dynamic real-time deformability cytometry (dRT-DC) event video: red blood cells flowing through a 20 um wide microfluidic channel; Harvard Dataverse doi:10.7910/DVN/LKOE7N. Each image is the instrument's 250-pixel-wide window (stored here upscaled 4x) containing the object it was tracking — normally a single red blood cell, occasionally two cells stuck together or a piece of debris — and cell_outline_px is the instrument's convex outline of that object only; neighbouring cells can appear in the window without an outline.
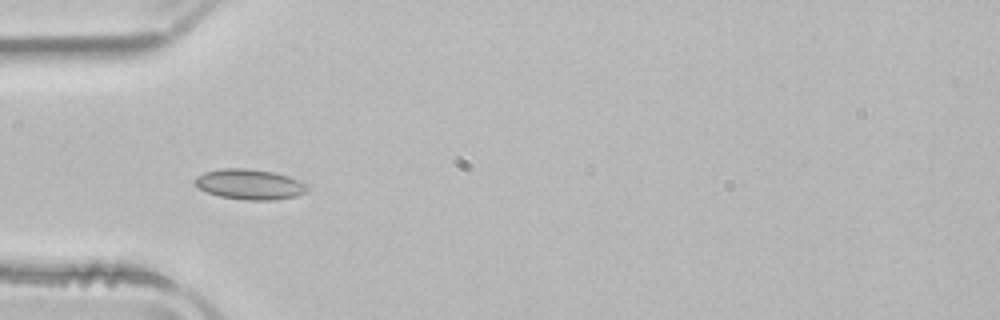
{"species": "common noctule bat (a hibernating species)", "species_latin": "Nyctalus noctula", "temperature_condition": "room temperature", "stored_images_in_passage": 37, "camera_frame_rate_fps": 3000, "um_per_image_px": 0.085, "animal": {"sex": "male", "body_mass_g": 21.5, "forearm_length_mm": 52.0}, "frame": {"image": 1, "passage_image": 1, "time_ms": 0.0, "image_size_px": [1000, 320], "cell_outline_px": [[308, 192], [296, 196], [276, 200], [244, 200], [220, 196], [208, 192], [200, 188], [192, 180], [196, 176], [204, 172], [224, 168], [244, 168], [272, 172], [288, 176], [304, 184], [308, 188]], "centroid_in_image_um": [21.2, 15.67], "position_along_channel_um": 63.8, "area_um2": 19.71}}
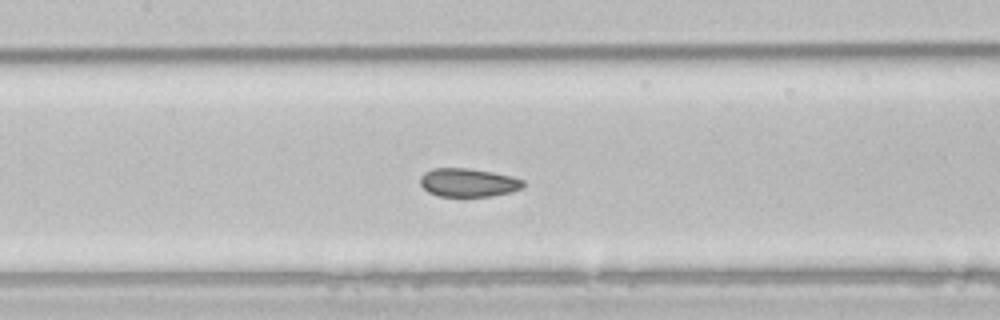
{"frame": {"image": 2, "passage_image": 9, "time_ms": 2.667, "image_size_px": [1000, 320], "cell_outline_px": [[524, 184], [520, 188], [512, 192], [492, 196], [440, 196], [428, 192], [420, 184], [420, 176], [424, 172], [432, 168], [468, 168], [492, 172], [512, 176], [524, 180]], "centroid_in_image_um": [39.78, 15.51], "position_along_channel_um": 167.6, "area_um2": 17.11}}
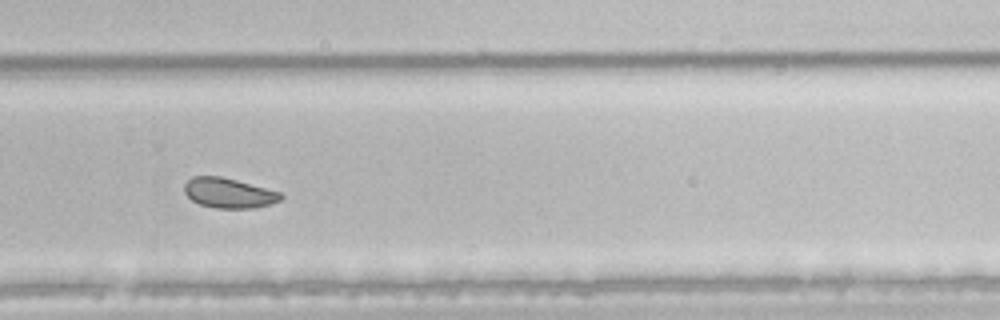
{"frame": {"image": 3, "passage_image": 20, "time_ms": 6.333, "image_size_px": [1000, 320], "cell_outline_px": [[284, 196], [280, 200], [272, 204], [256, 208], [216, 208], [200, 204], [192, 200], [184, 192], [184, 184], [192, 176], [220, 176], [236, 180], [280, 192]], "centroid_in_image_um": [19.45, 16.41], "position_along_channel_um": 310.4, "area_um2": 16.82}, "authors_computed_cell_mechanics": {"area_um2": 17.7446, "velocity_mm_per_s": 3.9141, "shape_relaxation_time_tau1_ms": 5.4158, "shape_relaxation_time_tau2_ms": 1.2345, "deformation_change_tau1": 0.0629, "deformation_change_tau2": 0.0338}}